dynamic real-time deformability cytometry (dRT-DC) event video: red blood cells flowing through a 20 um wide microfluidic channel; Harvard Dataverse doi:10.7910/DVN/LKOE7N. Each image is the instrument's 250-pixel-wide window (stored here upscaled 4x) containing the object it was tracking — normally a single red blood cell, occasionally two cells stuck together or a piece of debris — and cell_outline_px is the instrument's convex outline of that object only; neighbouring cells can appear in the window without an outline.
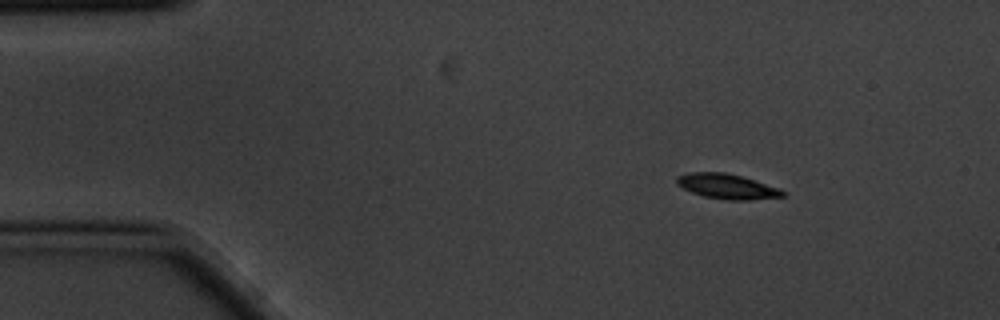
{"species": "common noctule bat (a hibernating species)", "species_latin": "Nyctalus noctula", "temperature_condition": "cold", "stored_images_in_passage": 3, "camera_frame_rate_fps": 3000, "um_per_image_px": 0.085, "animal": {"sex": "male", "body_mass_g": 20.1, "forearm_length_mm": 53.5}, "frame": {"image": 1, "passage_image": 1, "time_ms": 0.0, "image_size_px": [1000, 320], "cell_outline_px": [[788, 192], [784, 196], [752, 200], [728, 200], [704, 196], [692, 192], [676, 184], [676, 176], [692, 172], [724, 172], [740, 176], [780, 188]], "centroid_in_image_um": [61.83, 15.85], "position_along_channel_um": 23.2, "area_um2": 15.37}}